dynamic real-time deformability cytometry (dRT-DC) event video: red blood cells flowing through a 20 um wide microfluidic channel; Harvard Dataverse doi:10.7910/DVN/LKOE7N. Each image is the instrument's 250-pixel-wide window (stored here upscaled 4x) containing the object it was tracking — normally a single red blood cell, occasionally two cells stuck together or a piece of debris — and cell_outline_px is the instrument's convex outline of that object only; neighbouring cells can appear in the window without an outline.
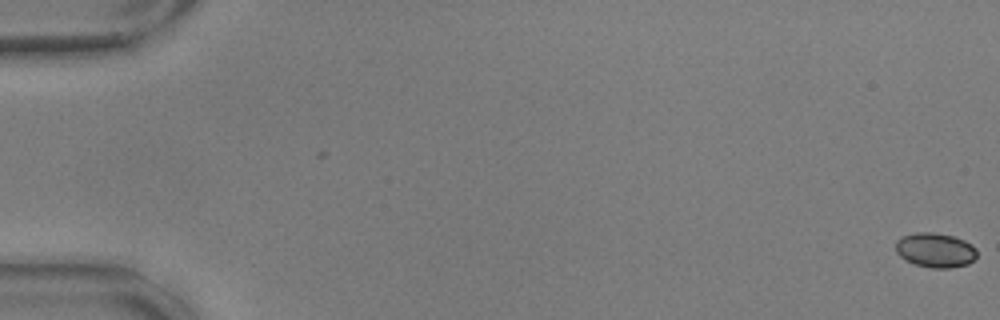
{"species": "common noctule bat (a hibernating species)", "species_latin": "Nyctalus noctula", "temperature_condition": "warm", "stored_images_in_passage": 58, "camera_frame_rate_fps": 3000, "um_per_image_px": 0.085, "animal": {"sex": "male", "body_mass_g": 17.9, "forearm_length_mm": 54.2}, "frame": {"image": 1, "passage_image": 1, "time_ms": 0.0, "image_size_px": [1000, 320], "cell_outline_px": [[976, 256], [968, 264], [952, 268], [932, 268], [916, 264], [904, 260], [896, 252], [896, 240], [900, 236], [916, 232], [932, 232], [952, 236], [964, 240], [972, 244], [976, 248]], "centroid_in_image_um": [79.48, 21.25], "position_along_channel_um": 5.5, "area_um2": 16.47}}
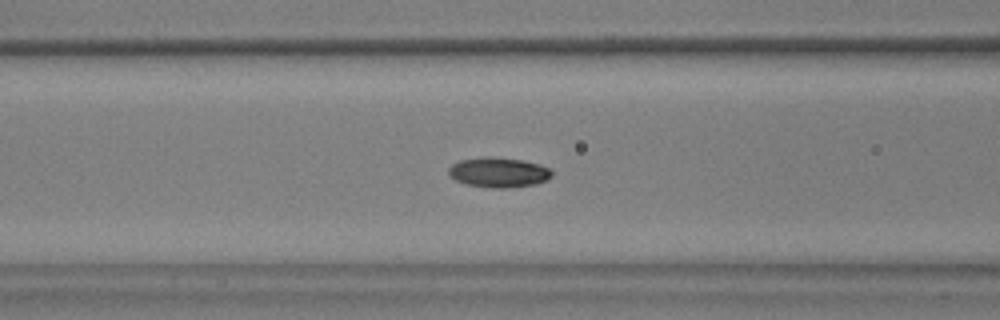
{"frame": {"image": 2, "passage_image": 25, "time_ms": 8.0, "image_size_px": [1000, 320], "cell_outline_px": [[552, 176], [548, 180], [536, 184], [508, 188], [492, 188], [464, 184], [448, 176], [448, 168], [452, 164], [460, 160], [484, 156], [492, 156], [524, 160], [540, 164], [548, 168], [552, 172]], "centroid_in_image_um": [42.37, 14.65], "position_along_channel_um": 124.2, "area_um2": 18.38}}
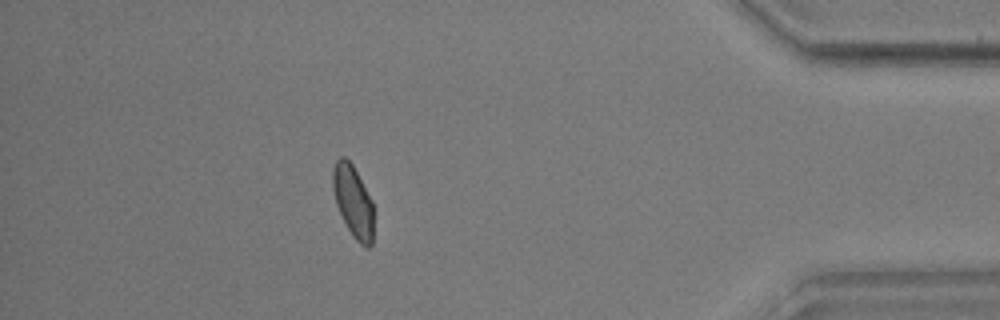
{"frame": {"image": 3, "passage_image": 52, "time_ms": 17.0, "image_size_px": [1000, 320], "cell_outline_px": [[372, 244], [368, 248], [360, 244], [352, 236], [336, 204], [332, 188], [332, 172], [336, 160], [340, 156], [344, 156], [352, 164], [372, 200]], "centroid_in_image_um": [29.99, 17.09], "position_along_channel_um": 405.2, "area_um2": 16.88}, "authors_computed_cell_mechanics": {"area_um2": 17.2244, "velocity_mm_per_s": 3.5833, "shape_relaxation_time_tau1_ms": 2.0817, "shape_relaxation_time_tau2_ms": 2.6595, "deformation_change_tau1": 0.1302, "deformation_change_tau2": 0.0644}}